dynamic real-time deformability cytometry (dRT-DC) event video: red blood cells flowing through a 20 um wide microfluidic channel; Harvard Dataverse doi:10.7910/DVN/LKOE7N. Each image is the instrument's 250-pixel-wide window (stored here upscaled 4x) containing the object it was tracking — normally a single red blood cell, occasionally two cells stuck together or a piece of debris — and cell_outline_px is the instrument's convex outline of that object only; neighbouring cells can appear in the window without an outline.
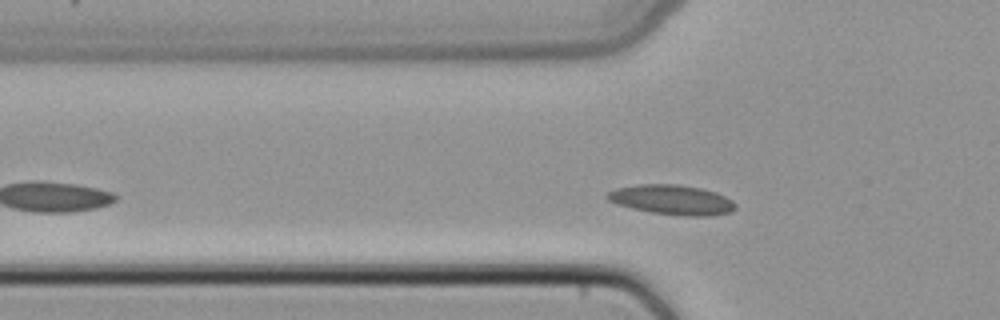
{"species": "common noctule bat (a hibernating species)", "species_latin": "Nyctalus noctula", "temperature_condition": "cold", "stored_images_in_passage": 34, "camera_frame_rate_fps": 3000, "um_per_image_px": 0.085, "animal": {"sex": "female", "body_mass_g": 22.7, "forearm_length_mm": 54.2}, "frame": {"image": 1, "passage_image": 7, "time_ms": 2.0, "image_size_px": [1000, 320], "cell_outline_px": [[736, 208], [728, 212], [708, 216], [684, 216], [652, 212], [632, 208], [616, 204], [608, 200], [604, 196], [608, 192], [616, 188], [640, 184], [676, 184], [700, 188], [716, 192], [732, 200], [736, 204]], "centroid_in_image_um": [57.09, 16.98], "position_along_channel_um": 68.7, "area_um2": 22.14}}
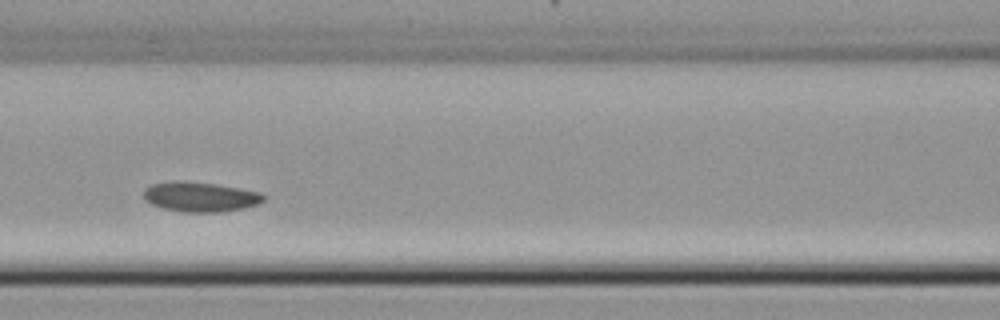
{"frame": {"image": 2, "passage_image": 13, "time_ms": 4.0, "image_size_px": [1000, 320], "cell_outline_px": [[268, 196], [260, 204], [244, 208], [224, 212], [184, 212], [164, 208], [152, 204], [144, 200], [144, 188], [152, 184], [168, 180], [180, 180], [216, 184], [260, 192]], "centroid_in_image_um": [17.04, 16.72], "position_along_channel_um": 149.6, "area_um2": 21.15}}
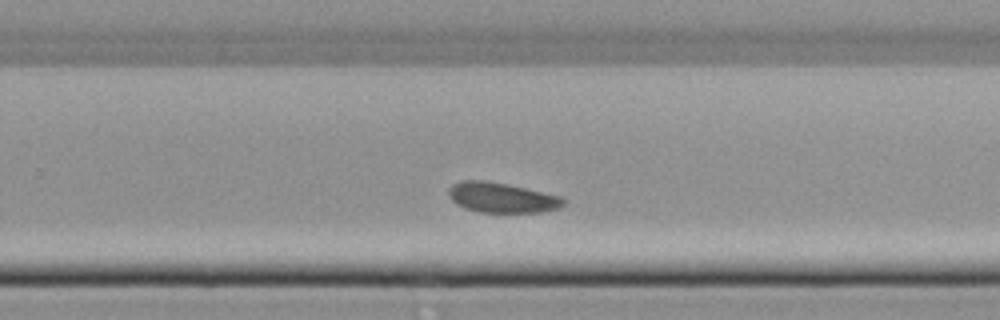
{"frame": {"image": 3, "passage_image": 23, "time_ms": 7.333, "image_size_px": [1000, 320], "cell_outline_px": [[568, 200], [564, 204], [556, 208], [544, 212], [480, 212], [464, 208], [456, 204], [448, 196], [448, 188], [452, 184], [464, 180], [484, 180], [508, 184], [560, 196]], "centroid_in_image_um": [42.63, 16.79], "position_along_channel_um": 287.2, "area_um2": 20.17}}